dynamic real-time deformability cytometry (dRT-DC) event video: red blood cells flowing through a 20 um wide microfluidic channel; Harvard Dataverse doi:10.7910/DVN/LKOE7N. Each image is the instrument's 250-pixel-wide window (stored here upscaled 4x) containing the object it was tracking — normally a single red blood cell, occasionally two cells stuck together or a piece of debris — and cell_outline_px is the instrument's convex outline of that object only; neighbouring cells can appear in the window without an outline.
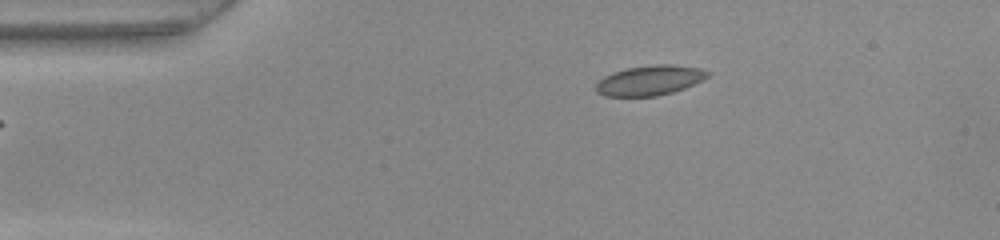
{"species": "common noctule bat (a hibernating species)", "species_latin": "Nyctalus noctula", "temperature_condition": "warm", "stored_images_in_passage": 43, "camera_frame_rate_fps": 3000, "um_per_image_px": 0.085, "animal": {"sex": "female", "body_mass_g": 22.0, "forearm_length_mm": 56.7}, "frame": {"image": 1, "passage_image": 1, "time_ms": 0.0, "image_size_px": [1000, 240], "cell_outline_px": [[712, 72], [704, 80], [684, 88], [672, 92], [656, 96], [604, 96], [596, 92], [596, 84], [604, 76], [612, 72], [628, 68], [656, 64], [672, 64], [700, 68]], "centroid_in_image_um": [55.25, 6.82], "position_along_channel_um": 29.7, "area_um2": 19.54}}
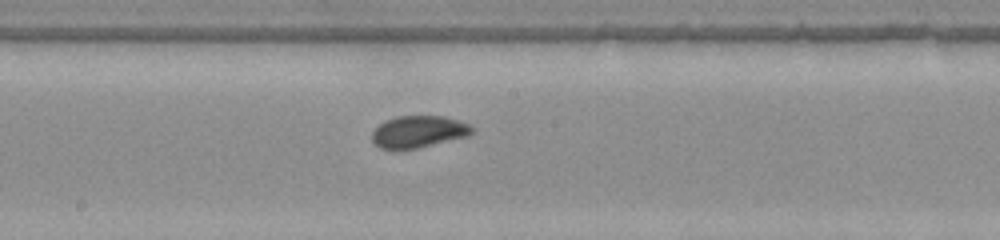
{"frame": {"image": 2, "passage_image": 19, "time_ms": 6.0, "image_size_px": [1000, 240], "cell_outline_px": [[476, 128], [468, 136], [416, 148], [396, 152], [380, 148], [372, 140], [372, 132], [384, 120], [396, 116], [444, 116], [468, 124]], "centroid_in_image_um": [35.53, 11.21], "position_along_channel_um": 212.7, "area_um2": 18.84}}
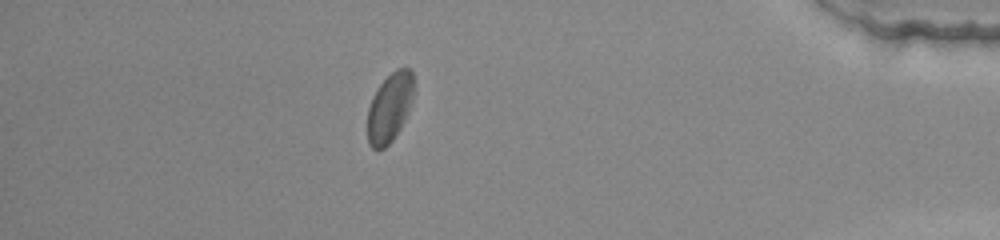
{"frame": {"image": 3, "passage_image": 37, "time_ms": 12.0, "image_size_px": [1000, 240], "cell_outline_px": [[412, 100], [408, 112], [400, 128], [392, 140], [384, 148], [372, 148], [368, 144], [368, 108], [372, 96], [380, 84], [396, 68], [412, 68]], "centroid_in_image_um": [33.11, 9.13], "position_along_channel_um": 402.1, "area_um2": 18.32}, "authors_computed_cell_mechanics": {"area_um2": 18.9584, "velocity_mm_per_s": 3.9094, "shape_relaxation_time_tau1_ms": 3.3494, "shape_relaxation_time_tau2_ms": null, "deformation_change_tau1": 0.0714, "deformation_change_tau2": null}}